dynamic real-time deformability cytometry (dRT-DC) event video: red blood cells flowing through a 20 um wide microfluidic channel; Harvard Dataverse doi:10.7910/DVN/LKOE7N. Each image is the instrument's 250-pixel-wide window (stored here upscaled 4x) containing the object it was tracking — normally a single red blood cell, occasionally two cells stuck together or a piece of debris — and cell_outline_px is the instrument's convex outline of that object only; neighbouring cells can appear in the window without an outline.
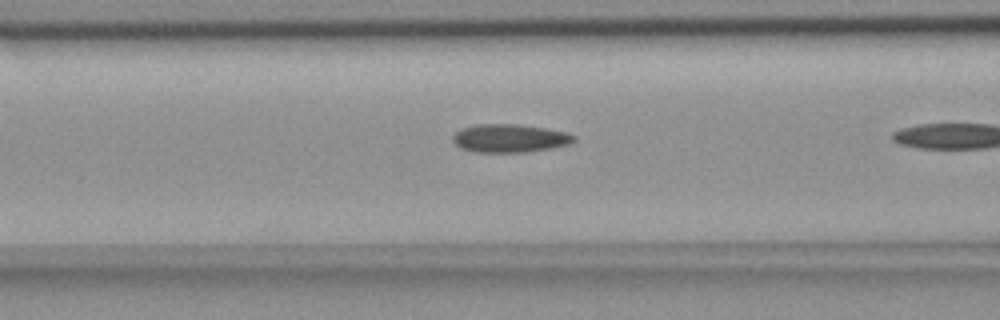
{"species": "common noctule bat (a hibernating species)", "species_latin": "Nyctalus noctula", "temperature_condition": "room temperature", "stored_images_in_passage": 8, "camera_frame_rate_fps": 3000, "um_per_image_px": 0.085, "animal": {"sex": "female", "body_mass_g": 18.4}, "frame": {"image": 1, "passage_image": 7, "time_ms": 2.0, "image_size_px": [1000, 320], "cell_outline_px": [[576, 140], [568, 144], [552, 148], [524, 152], [476, 152], [460, 148], [452, 140], [452, 136], [460, 128], [476, 124], [516, 124], [544, 128], [568, 132], [576, 136]], "centroid_in_image_um": [43.32, 11.75], "position_along_channel_um": 123.3, "area_um2": 20.0}}